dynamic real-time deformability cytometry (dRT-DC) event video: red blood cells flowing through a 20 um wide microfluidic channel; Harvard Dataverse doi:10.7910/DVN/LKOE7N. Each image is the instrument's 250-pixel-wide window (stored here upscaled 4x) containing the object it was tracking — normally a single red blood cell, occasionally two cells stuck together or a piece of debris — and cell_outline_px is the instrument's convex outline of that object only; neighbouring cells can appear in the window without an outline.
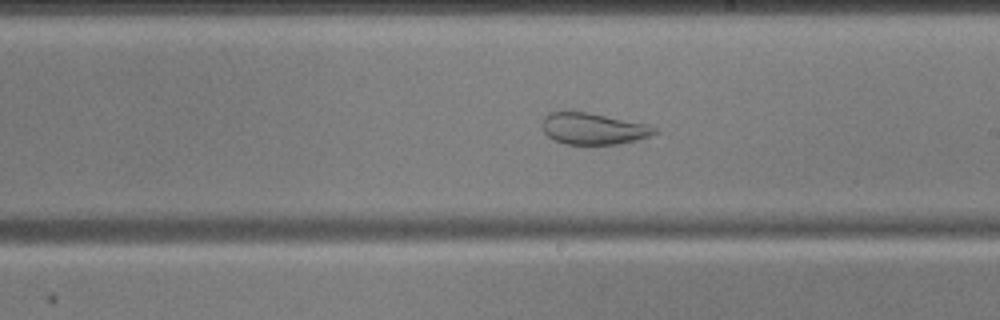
{"species": "common noctule bat (a hibernating species)", "species_latin": "Nyctalus noctula", "temperature_condition": "cold", "stored_images_in_passage": 55, "camera_frame_rate_fps": 3000, "um_per_image_px": 0.085, "animal": {"sex": "male", "body_mass_g": 17.9, "forearm_length_mm": 54.2}, "frame": {"image": 1, "passage_image": 31, "time_ms": 10.0, "image_size_px": [1000, 320], "cell_outline_px": [[660, 132], [636, 140], [616, 144], [564, 144], [552, 140], [544, 132], [540, 124], [544, 116], [548, 112], [588, 112], [648, 124], [656, 128]], "centroid_in_image_um": [50.4, 10.94], "position_along_channel_um": 238.6, "area_um2": 20.75}}
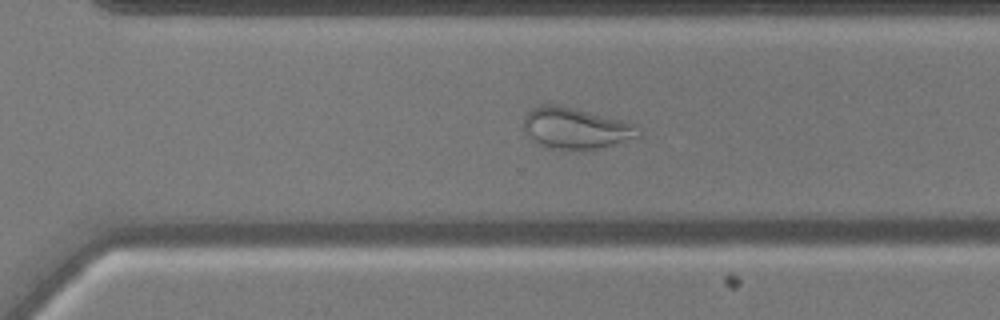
{"frame": {"image": 2, "passage_image": 38, "time_ms": 12.333, "image_size_px": [1000, 320], "cell_outline_px": [[640, 136], [612, 144], [596, 148], [552, 148], [540, 144], [532, 140], [524, 128], [524, 116], [532, 108], [544, 104], [552, 104], [572, 108], [636, 124], [640, 132]], "centroid_in_image_um": [48.91, 10.88], "position_along_channel_um": 321.7, "area_um2": 26.53}}
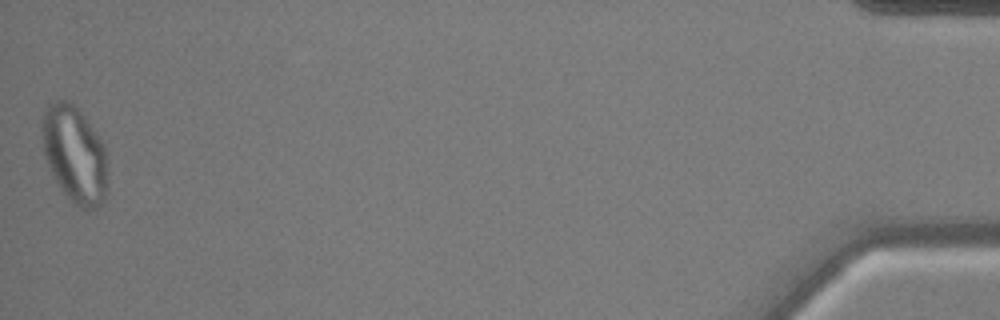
{"frame": {"image": 3, "passage_image": 55, "time_ms": 18.0, "image_size_px": [1000, 320], "cell_outline_px": [[104, 200], [96, 208], [88, 212], [80, 208], [60, 188], [52, 176], [44, 152], [40, 116], [44, 108], [48, 104], [56, 100], [68, 100], [84, 116], [96, 132], [104, 144]], "centroid_in_image_um": [6.27, 13.08], "position_along_channel_um": 428.9, "area_um2": 36.47}}